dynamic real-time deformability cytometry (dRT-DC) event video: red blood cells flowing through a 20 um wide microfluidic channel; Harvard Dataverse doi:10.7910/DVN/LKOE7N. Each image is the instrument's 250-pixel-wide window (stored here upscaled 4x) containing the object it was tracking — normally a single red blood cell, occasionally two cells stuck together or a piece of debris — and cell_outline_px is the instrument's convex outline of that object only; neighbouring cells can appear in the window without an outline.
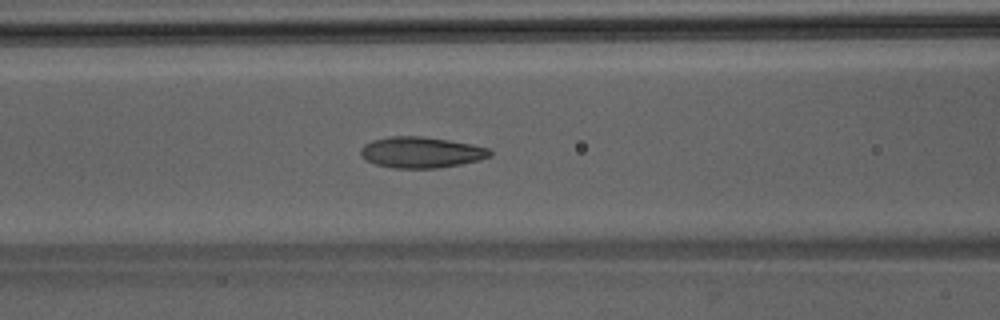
{"species": "Egyptian fruit bat (a non-hibernating species)", "species_latin": "Rousettus aegyptiacus", "temperature_condition": "room temperature", "stored_images_in_passage": 50, "segment_of_instrument_passage": [1, 2], "camera_frame_rate_fps": 3000, "um_per_image_px": 0.085, "animal": {"sex": "male"}, "frame": {"image": 1, "passage_image": 21, "time_ms": 6.667, "image_size_px": [1000, 320], "cell_outline_px": [[492, 156], [480, 160], [460, 164], [436, 168], [392, 168], [376, 164], [364, 160], [360, 152], [360, 148], [364, 144], [372, 140], [392, 136], [424, 136], [472, 144], [488, 148], [492, 152]], "centroid_in_image_um": [35.79, 12.95], "position_along_channel_um": 130.8, "area_um2": 23.47}}
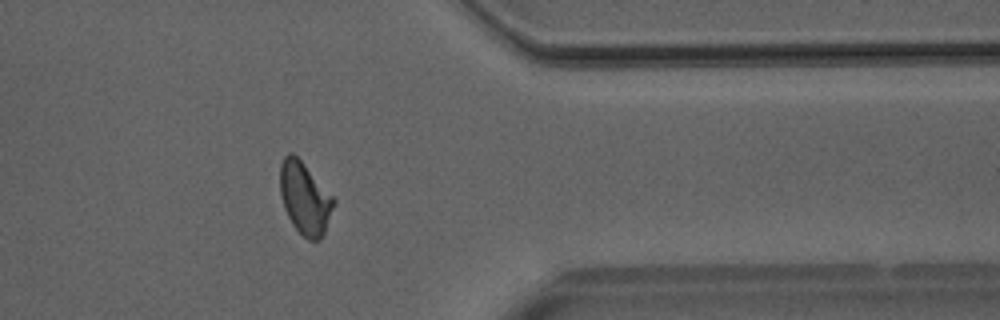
{"frame": {"image": 2, "passage_image": 40, "time_ms": 13.0, "image_size_px": [1000, 320], "cell_outline_px": [[336, 200], [324, 232], [320, 240], [308, 240], [292, 224], [284, 208], [280, 192], [280, 164], [284, 156], [288, 152], [292, 152], [304, 164]], "centroid_in_image_um": [25.89, 16.84], "position_along_channel_um": 385.5, "area_um2": 22.2}}
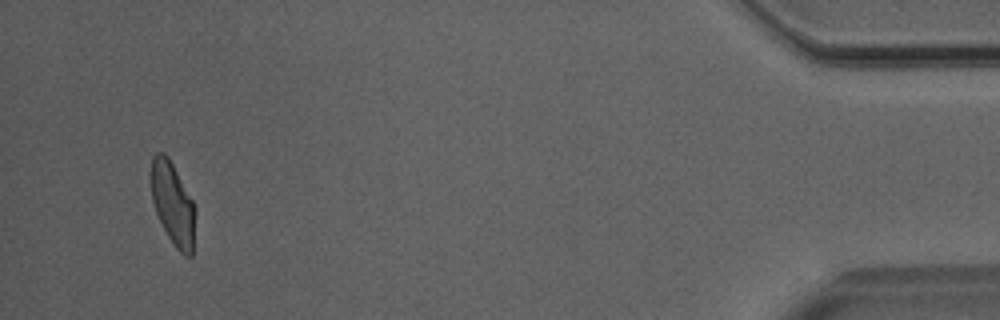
{"frame": {"image": 3, "passage_image": 47, "time_ms": 15.333, "image_size_px": [1000, 320], "cell_outline_px": [[196, 212], [192, 256], [184, 256], [176, 248], [168, 236], [156, 212], [152, 200], [148, 176], [152, 156], [156, 152], [164, 152], [168, 156], [192, 200], [196, 208]], "centroid_in_image_um": [14.66, 17.27], "position_along_channel_um": 420.5, "area_um2": 21.68}}